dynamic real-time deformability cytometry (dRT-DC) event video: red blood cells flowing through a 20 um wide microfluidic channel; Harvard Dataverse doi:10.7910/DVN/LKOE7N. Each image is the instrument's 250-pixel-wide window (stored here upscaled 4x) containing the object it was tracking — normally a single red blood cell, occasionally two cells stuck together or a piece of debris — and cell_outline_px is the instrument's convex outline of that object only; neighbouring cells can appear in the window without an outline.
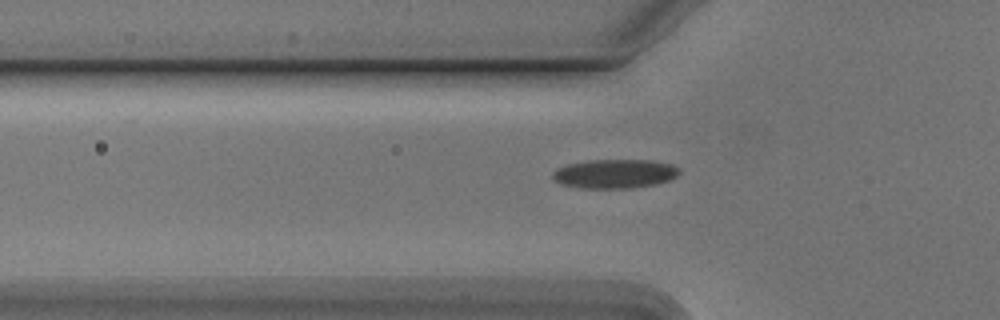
{"species": "Egyptian fruit bat (a non-hibernating species)", "species_latin": "Rousettus aegyptiacus", "temperature_condition": "cold", "stored_images_in_passage": 39, "camera_frame_rate_fps": 3000, "um_per_image_px": 0.085, "animal": {"sex": "male"}, "frame": {"image": 1, "passage_image": 9, "time_ms": 2.667, "image_size_px": [1000, 320], "cell_outline_px": [[680, 172], [676, 176], [668, 180], [656, 184], [632, 188], [580, 188], [560, 184], [552, 176], [552, 172], [556, 168], [568, 164], [588, 160], [652, 160], [672, 164], [680, 168]], "centroid_in_image_um": [52.25, 14.76], "position_along_channel_um": 73.5, "area_um2": 21.56}}
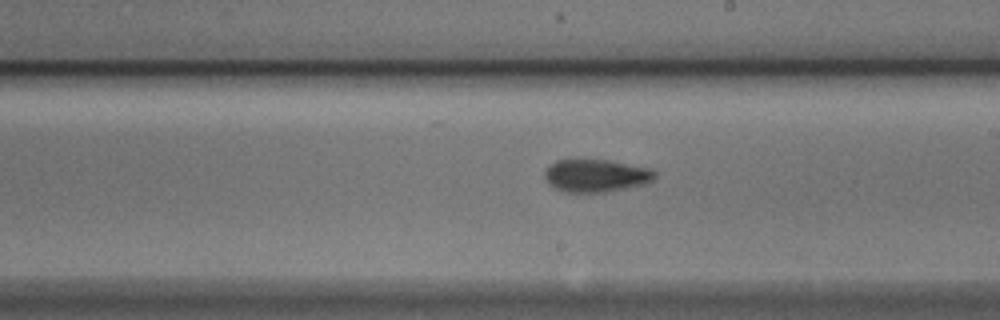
{"frame": {"image": 2, "passage_image": 22, "time_ms": 7.0, "image_size_px": [1000, 320], "cell_outline_px": [[656, 176], [652, 180], [644, 184], [608, 192], [564, 192], [556, 188], [544, 176], [544, 172], [548, 164], [556, 160], [580, 156], [608, 160], [652, 168], [656, 172]], "centroid_in_image_um": [50.64, 14.87], "position_along_channel_um": 238.4, "area_um2": 21.73}}
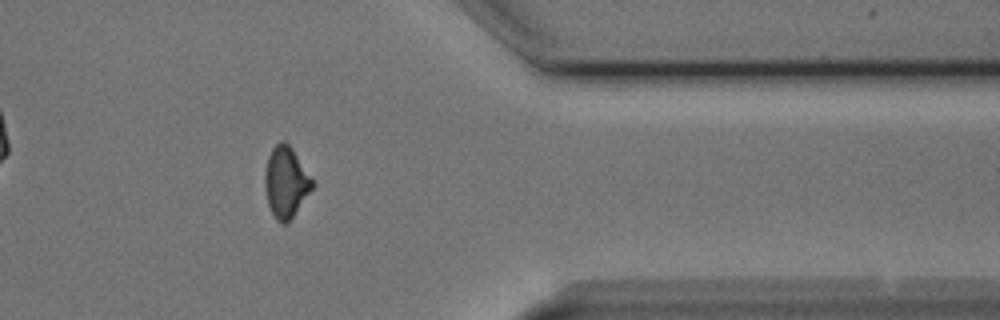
{"frame": {"image": 3, "passage_image": 35, "time_ms": 11.333, "image_size_px": [1000, 320], "cell_outline_px": [[316, 184], [292, 216], [284, 224], [280, 224], [276, 220], [268, 204], [264, 184], [264, 172], [268, 156], [272, 148], [280, 140], [284, 140], [292, 148]], "centroid_in_image_um": [24.29, 15.45], "position_along_channel_um": 387.1, "area_um2": 19.54}}